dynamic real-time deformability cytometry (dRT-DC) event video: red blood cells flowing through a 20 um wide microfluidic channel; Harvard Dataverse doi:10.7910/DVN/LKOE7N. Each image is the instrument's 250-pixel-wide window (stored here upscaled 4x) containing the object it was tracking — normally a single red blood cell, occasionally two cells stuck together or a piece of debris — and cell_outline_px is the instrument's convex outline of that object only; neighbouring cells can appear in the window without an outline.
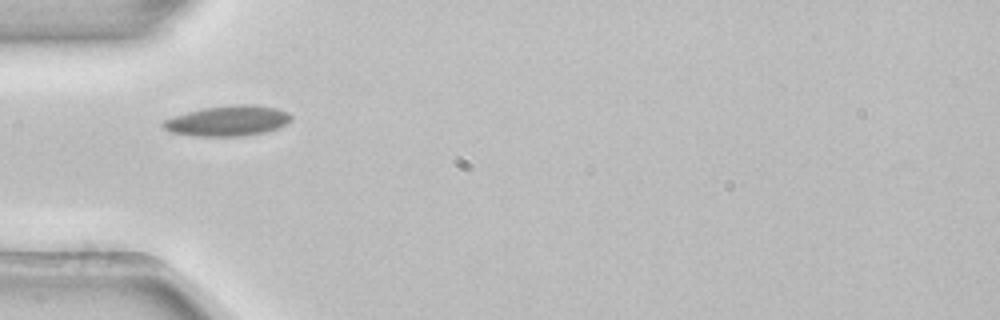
{"species": "common noctule bat (a hibernating species)", "species_latin": "Nyctalus noctula", "temperature_condition": "room temperature", "stored_images_in_passage": 3, "camera_frame_rate_fps": 3000, "um_per_image_px": 0.085, "animal": {"sex": "female", "body_mass_g": 22.7, "forearm_length_mm": 54.2}, "frame": {"image": 1, "passage_image": 3, "time_ms": 0.667, "image_size_px": [1000, 320], "cell_outline_px": [[292, 120], [288, 124], [280, 128], [264, 132], [244, 136], [196, 136], [168, 132], [160, 124], [160, 120], [172, 116], [204, 108], [236, 104], [252, 104], [276, 108], [288, 112], [292, 116]], "centroid_in_image_um": [19.35, 10.27], "position_along_channel_um": 65.6, "area_um2": 23.0}}